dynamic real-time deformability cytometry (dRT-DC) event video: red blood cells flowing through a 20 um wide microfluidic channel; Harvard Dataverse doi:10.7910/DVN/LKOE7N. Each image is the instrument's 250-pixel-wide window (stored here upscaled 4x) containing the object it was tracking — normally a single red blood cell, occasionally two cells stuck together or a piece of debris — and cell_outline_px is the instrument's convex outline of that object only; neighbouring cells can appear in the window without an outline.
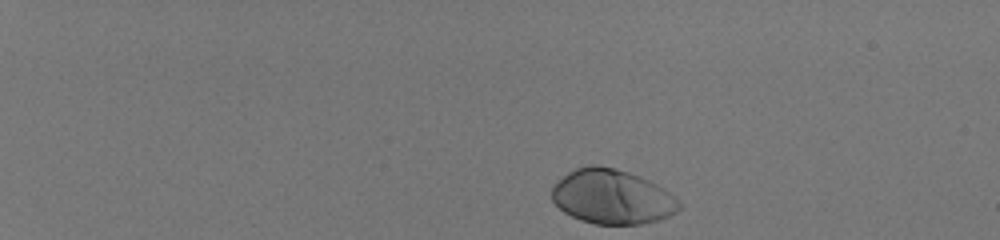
{"species": "human", "species_latin": "Homo sapiens", "temperature_condition": "room temperature", "stored_images_in_passage": 41, "camera_frame_rate_fps": 3000, "um_per_image_px": 0.085, "donor": {"sex": "male"}, "frame": {"image": 1, "passage_image": 1, "time_ms": 0.0, "image_size_px": [1000, 240], "cell_outline_px": [[680, 208], [676, 212], [668, 216], [656, 220], [640, 224], [596, 224], [580, 220], [564, 212], [552, 200], [552, 188], [568, 172], [576, 168], [588, 164], [596, 164], [616, 168], [640, 176], [656, 184], [676, 196], [680, 200]], "centroid_in_image_um": [52.04, 16.71], "position_along_channel_um": 33.0, "area_um2": 40.4}}
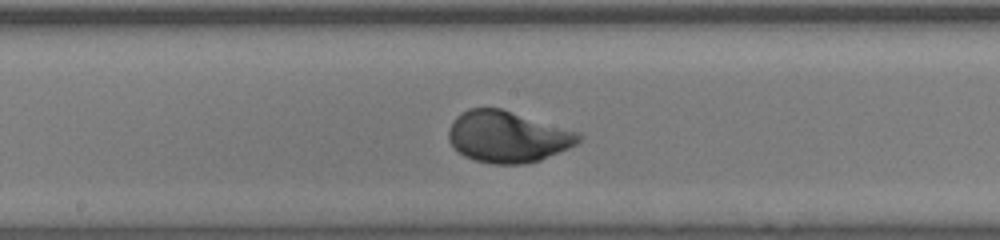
{"frame": {"image": 2, "passage_image": 24, "time_ms": 7.667, "image_size_px": [1000, 240], "cell_outline_px": [[584, 136], [576, 144], [568, 148], [540, 160], [524, 164], [488, 164], [472, 160], [464, 156], [448, 140], [448, 128], [452, 120], [456, 116], [468, 108], [500, 108], [580, 132]], "centroid_in_image_um": [43.13, 11.63], "position_along_channel_um": 205.1, "area_um2": 39.13}}
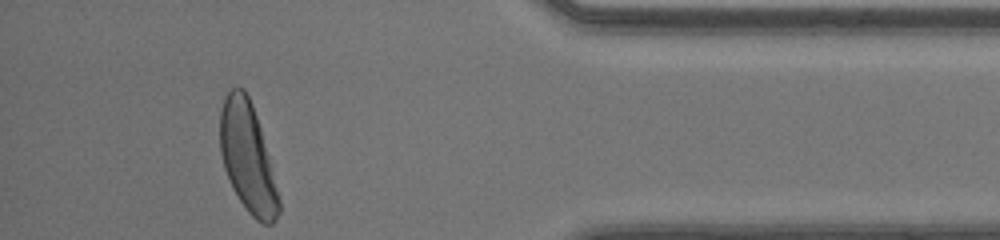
{"frame": {"image": 3, "passage_image": 41, "time_ms": 13.333, "image_size_px": [1000, 240], "cell_outline_px": [[280, 212], [276, 220], [272, 224], [264, 224], [256, 220], [248, 212], [232, 188], [224, 168], [220, 152], [220, 112], [224, 96], [232, 88], [244, 88], [252, 104], [260, 128], [268, 156], [280, 200]], "centroid_in_image_um": [21.03, 13.4], "position_along_channel_um": 414.2, "area_um2": 37.11}, "authors_computed_cell_mechanics": {"area_um2": 38.437, "velocity_mm_per_s": 4.0944, "shape_relaxation_time_tau1_ms": 1.7311, "shape_relaxation_time_tau2_ms": null, "deformation_change_tau1": 0.1601, "deformation_change_tau2": null}}